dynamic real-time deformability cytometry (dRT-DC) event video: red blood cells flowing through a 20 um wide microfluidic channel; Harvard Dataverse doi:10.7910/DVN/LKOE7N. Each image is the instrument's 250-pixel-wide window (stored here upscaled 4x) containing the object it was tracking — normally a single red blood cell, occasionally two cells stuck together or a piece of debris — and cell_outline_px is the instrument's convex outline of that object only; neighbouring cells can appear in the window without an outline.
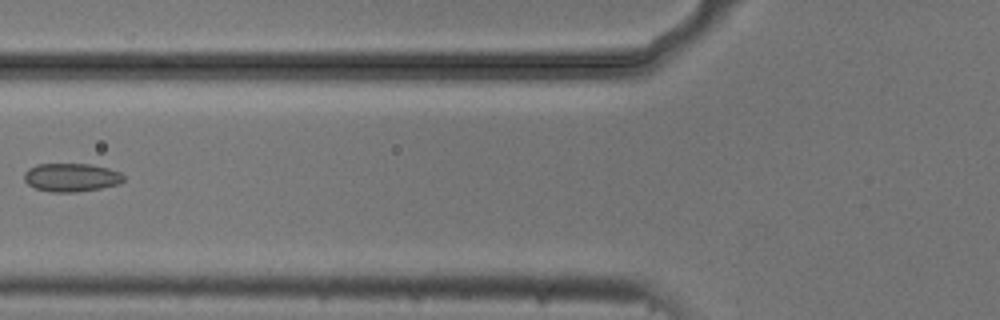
{"species": "common noctule bat (a hibernating species)", "species_latin": "Nyctalus noctula", "temperature_condition": "cold", "stored_images_in_passage": 7, "camera_frame_rate_fps": 3000, "um_per_image_px": 0.085, "animal": {"sex": "male", "body_mass_g": 20.5, "forearm_length_mm": 52.5}, "frame": {"image": 1, "passage_image": 6, "time_ms": 1.667, "image_size_px": [1000, 320], "cell_outline_px": [[124, 180], [120, 184], [100, 188], [76, 192], [52, 192], [36, 188], [28, 184], [24, 180], [24, 172], [28, 168], [36, 164], [88, 164], [108, 168], [120, 172], [124, 176]], "centroid_in_image_um": [6.05, 15.08], "position_along_channel_um": 119.7, "area_um2": 16.47}}
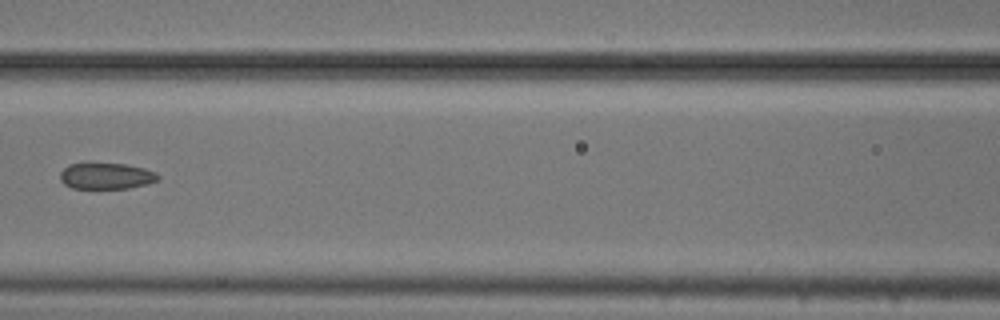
{"frame": {"image": 2, "passage_image": 7, "time_ms": 2.0, "image_size_px": [1000, 320], "cell_outline_px": [[160, 176], [156, 180], [148, 184], [128, 188], [72, 188], [64, 184], [60, 180], [60, 172], [68, 164], [88, 160], [124, 164], [144, 168], [156, 172]], "centroid_in_image_um": [8.97, 14.91], "position_along_channel_um": 157.6, "area_um2": 15.61}}